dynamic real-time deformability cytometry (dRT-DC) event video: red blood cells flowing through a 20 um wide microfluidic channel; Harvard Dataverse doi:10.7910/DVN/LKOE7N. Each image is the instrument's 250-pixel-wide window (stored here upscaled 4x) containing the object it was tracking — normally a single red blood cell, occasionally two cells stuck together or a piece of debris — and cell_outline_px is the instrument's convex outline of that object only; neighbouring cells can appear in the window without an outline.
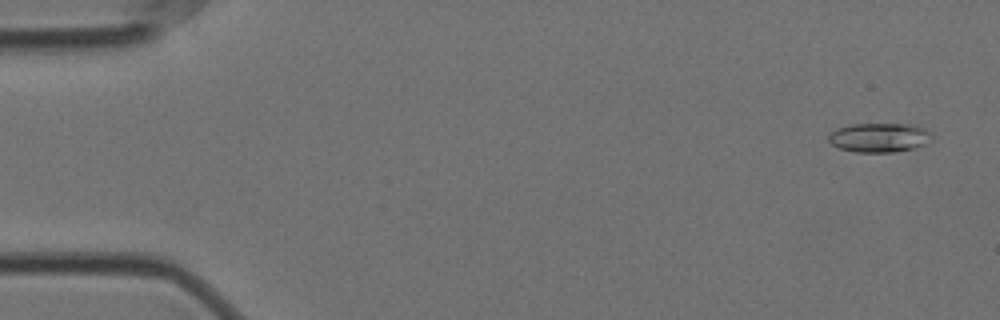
{"species": "Egyptian fruit bat (a non-hibernating species)", "species_latin": "Rousettus aegyptiacus", "temperature_condition": "cold", "stored_images_in_passage": 22, "camera_frame_rate_fps": 3000, "um_per_image_px": 0.085, "animal": {"sex": "female"}, "frame": {"image": 1, "passage_image": 3, "time_ms": 0.667, "image_size_px": [1000, 320], "cell_outline_px": [[932, 140], [928, 144], [896, 152], [856, 152], [840, 148], [832, 144], [828, 140], [828, 136], [836, 128], [852, 124], [916, 124], [932, 132]], "centroid_in_image_um": [74.79, 11.68], "position_along_channel_um": 10.2, "area_um2": 17.8}}
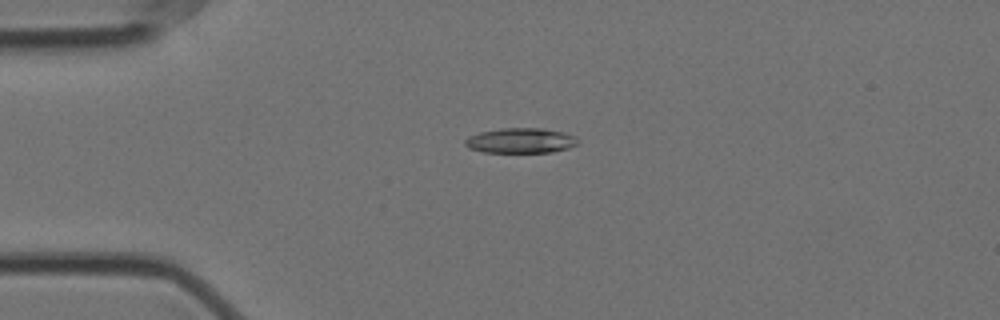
{"frame": {"image": 2, "passage_image": 14, "time_ms": 4.333, "image_size_px": [1000, 320], "cell_outline_px": [[580, 140], [576, 144], [568, 148], [552, 152], [484, 152], [468, 148], [464, 144], [464, 140], [468, 136], [480, 132], [500, 128], [544, 128], [564, 132], [576, 136]], "centroid_in_image_um": [44.26, 11.94], "position_along_channel_um": 40.7, "area_um2": 16.65}}
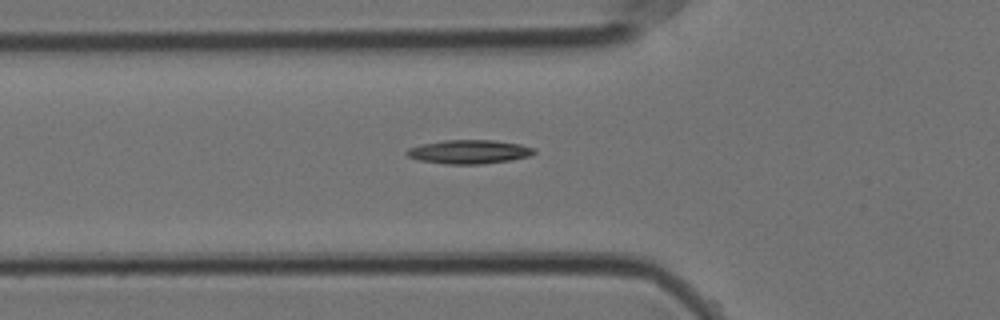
{"frame": {"image": 3, "passage_image": 20, "time_ms": 6.333, "image_size_px": [1000, 320], "cell_outline_px": [[536, 152], [528, 156], [512, 160], [480, 164], [444, 164], [420, 160], [408, 156], [404, 152], [408, 148], [420, 144], [444, 140], [492, 140], [520, 144], [536, 148]], "centroid_in_image_um": [39.86, 12.9], "position_along_channel_um": 85.9, "area_um2": 17.74}}